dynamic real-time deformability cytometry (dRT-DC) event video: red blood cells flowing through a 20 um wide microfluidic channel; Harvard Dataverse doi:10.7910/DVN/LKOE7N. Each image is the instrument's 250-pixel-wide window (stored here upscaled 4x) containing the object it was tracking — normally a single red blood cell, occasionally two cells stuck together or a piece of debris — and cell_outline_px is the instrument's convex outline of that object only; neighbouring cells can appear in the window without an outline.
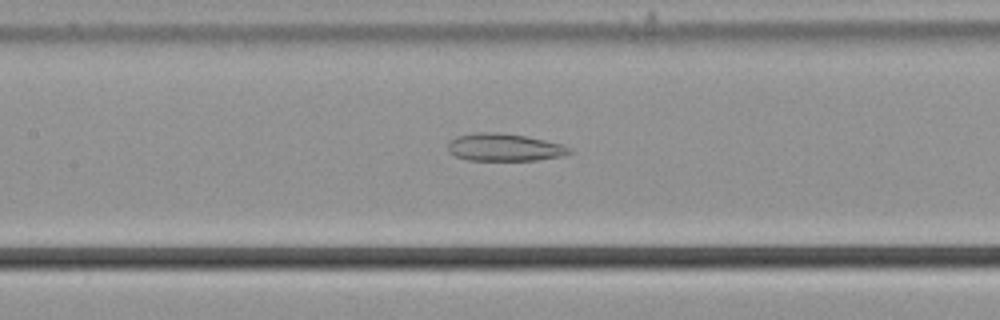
{"species": "common noctule bat (a hibernating species)", "species_latin": "Nyctalus noctula", "temperature_condition": "cold", "stored_images_in_passage": 44, "camera_frame_rate_fps": 3000, "um_per_image_px": 0.085, "animal": {"sex": "male", "body_mass_g": 21.5, "forearm_length_mm": 52.0}, "frame": {"image": 1, "passage_image": 15, "time_ms": 4.667, "image_size_px": [1000, 320], "cell_outline_px": [[572, 152], [560, 156], [536, 160], [468, 160], [456, 156], [448, 152], [448, 144], [456, 136], [476, 132], [496, 132], [524, 136], [544, 140], [560, 144], [568, 148]], "centroid_in_image_um": [42.81, 12.52], "position_along_channel_um": 164.6, "area_um2": 19.19}}
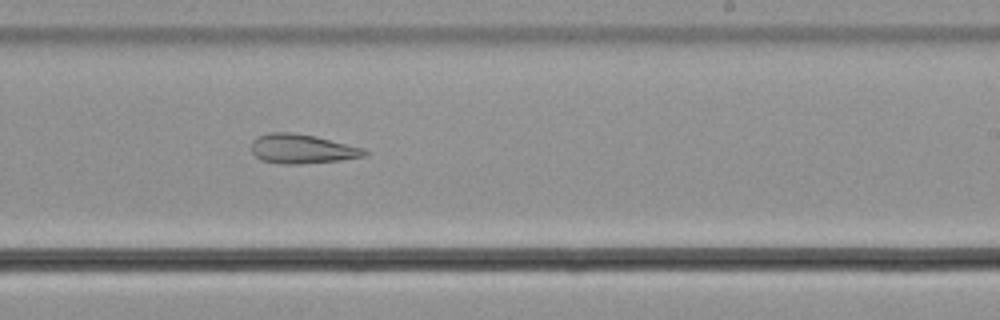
{"frame": {"image": 2, "passage_image": 23, "time_ms": 7.333, "image_size_px": [1000, 320], "cell_outline_px": [[368, 156], [340, 160], [300, 164], [280, 164], [260, 160], [252, 152], [252, 140], [268, 132], [292, 132], [316, 136], [364, 148], [368, 152]], "centroid_in_image_um": [25.69, 12.65], "position_along_channel_um": 263.3, "area_um2": 19.48}}
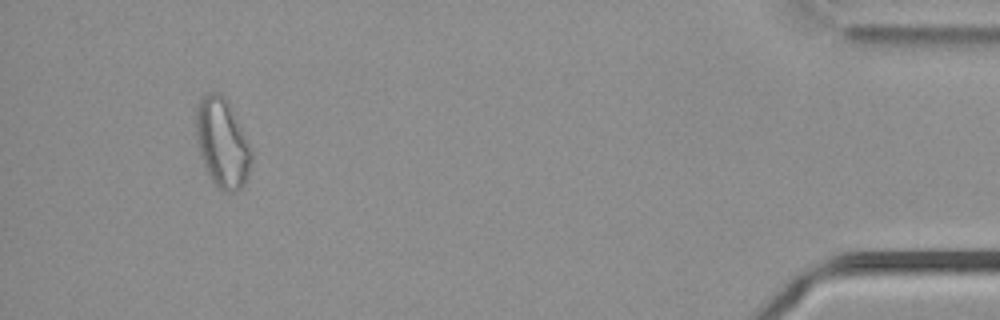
{"frame": {"image": 3, "passage_image": 41, "time_ms": 13.333, "image_size_px": [1000, 320], "cell_outline_px": [[252, 160], [244, 184], [236, 192], [224, 192], [212, 180], [204, 164], [200, 152], [196, 132], [196, 108], [200, 100], [208, 92], [216, 92], [224, 96], [252, 152]], "centroid_in_image_um": [18.88, 12.17], "position_along_channel_um": 416.3, "area_um2": 27.8}, "authors_computed_cell_mechanics": {"area_um2": 22.2241, "velocity_mm_per_s": 3.7182, "shape_relaxation_time_tau1_ms": null, "shape_relaxation_time_tau2_ms": 2.4588, "deformation_change_tau1": null, "deformation_change_tau2": 0.1169}}